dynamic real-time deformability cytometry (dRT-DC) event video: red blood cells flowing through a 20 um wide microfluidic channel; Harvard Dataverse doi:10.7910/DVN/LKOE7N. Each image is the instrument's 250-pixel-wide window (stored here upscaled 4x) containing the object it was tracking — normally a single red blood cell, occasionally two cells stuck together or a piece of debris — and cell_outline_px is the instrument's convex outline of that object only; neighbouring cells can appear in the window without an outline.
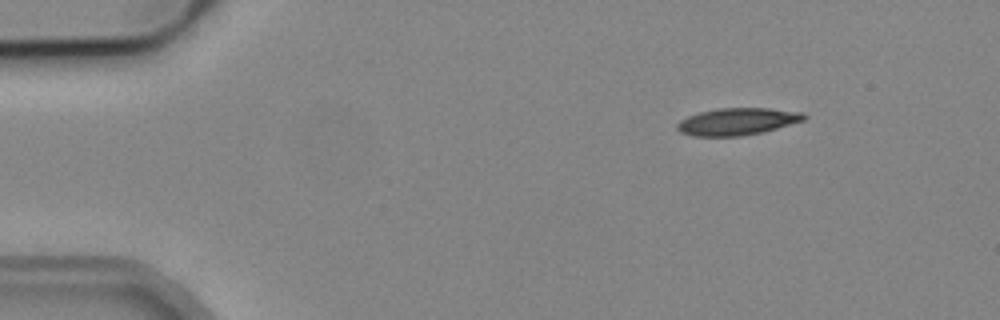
{"species": "common noctule bat (a hibernating species)", "species_latin": "Nyctalus noctula", "temperature_condition": "cold", "stored_images_in_passage": 46, "camera_frame_rate_fps": 3000, "um_per_image_px": 0.085, "animal": {"sex": "male", "body_mass_g": 19.2, "forearm_length_mm": 51.8}, "frame": {"image": 1, "passage_image": 1, "time_ms": 0.0, "image_size_px": [1000, 320], "cell_outline_px": [[808, 116], [804, 120], [764, 132], [740, 136], [692, 136], [680, 132], [676, 128], [676, 124], [680, 120], [688, 116], [700, 112], [716, 108], [768, 108], [804, 112]], "centroid_in_image_um": [62.68, 10.33], "position_along_channel_um": 22.3, "area_um2": 20.17}}
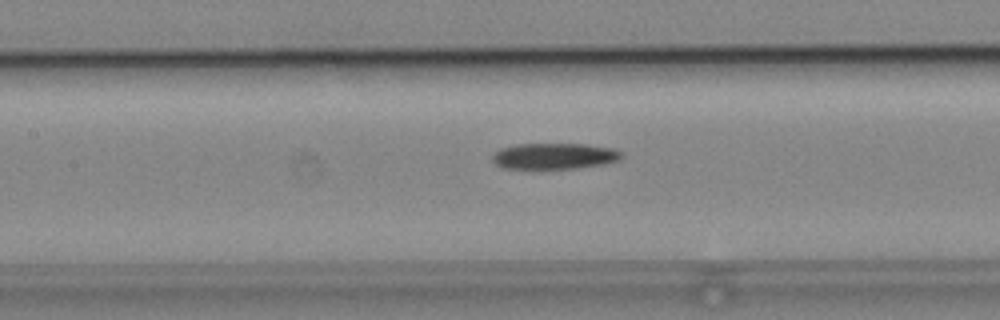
{"frame": {"image": 2, "passage_image": 18, "time_ms": 5.667, "image_size_px": [1000, 320], "cell_outline_px": [[624, 156], [620, 160], [604, 164], [576, 168], [504, 168], [496, 164], [492, 160], [492, 152], [500, 148], [516, 144], [584, 144], [612, 148], [620, 152]], "centroid_in_image_um": [47.1, 13.26], "position_along_channel_um": 160.3, "area_um2": 19.59}}
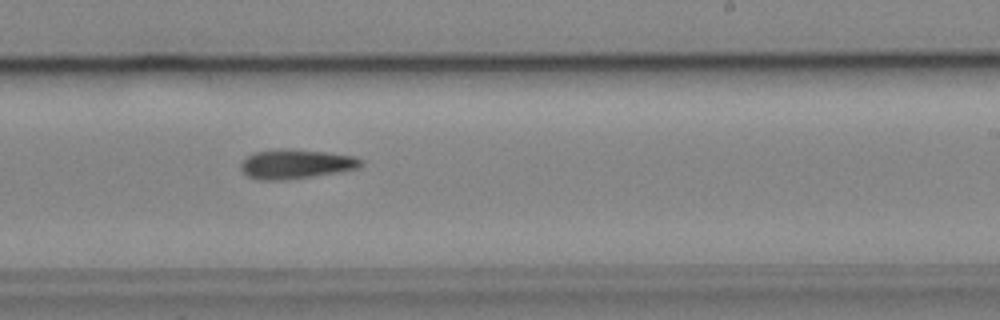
{"frame": {"image": 3, "passage_image": 26, "time_ms": 8.333, "image_size_px": [1000, 320], "cell_outline_px": [[364, 164], [360, 168], [288, 180], [260, 180], [248, 176], [240, 168], [240, 164], [248, 156], [256, 152], [276, 148], [292, 148], [328, 152], [356, 156], [364, 160]], "centroid_in_image_um": [25.19, 13.92], "position_along_channel_um": 263.8, "area_um2": 20.87}}